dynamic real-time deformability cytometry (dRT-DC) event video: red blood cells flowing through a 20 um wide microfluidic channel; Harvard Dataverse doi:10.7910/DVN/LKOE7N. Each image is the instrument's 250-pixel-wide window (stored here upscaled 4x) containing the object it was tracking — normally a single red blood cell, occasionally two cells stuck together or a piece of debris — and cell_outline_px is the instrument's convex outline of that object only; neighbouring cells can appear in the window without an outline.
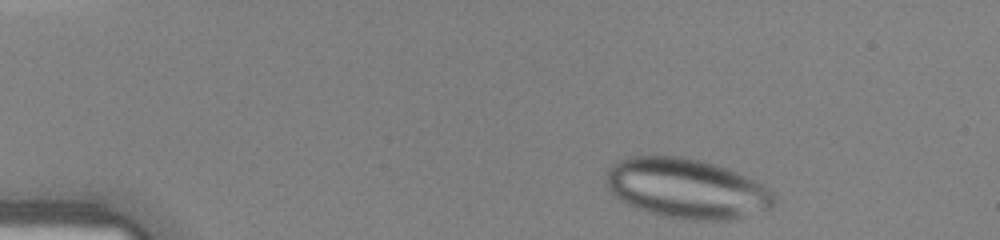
{"species": "human", "species_latin": "Homo sapiens", "temperature_condition": "warm", "stored_images_in_passage": 32, "camera_frame_rate_fps": 3000, "um_per_image_px": 0.085, "donor": {"sex": "female"}, "frame": {"image": 1, "passage_image": 1, "time_ms": 0.0, "image_size_px": [1000, 240], "cell_outline_px": [[776, 200], [772, 208], [728, 220], [692, 220], [660, 216], [636, 208], [620, 200], [608, 188], [604, 180], [608, 168], [616, 160], [632, 156], [680, 156], [700, 160], [716, 164], [728, 168], [764, 184], [776, 196]], "centroid_in_image_um": [58.35, 16.01], "position_along_channel_um": 26.7, "area_um2": 58.96}}
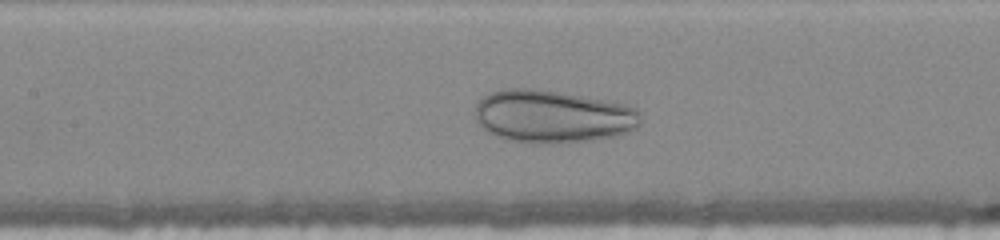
{"frame": {"image": 2, "passage_image": 15, "time_ms": 4.667, "image_size_px": [1000, 240], "cell_outline_px": [[640, 124], [636, 128], [628, 132], [616, 136], [592, 140], [560, 144], [544, 144], [508, 140], [496, 136], [488, 132], [476, 120], [476, 104], [488, 92], [504, 88], [532, 88], [560, 92], [624, 104], [636, 108], [640, 112]], "centroid_in_image_um": [46.97, 9.9], "position_along_channel_um": 160.4, "area_um2": 51.15}}
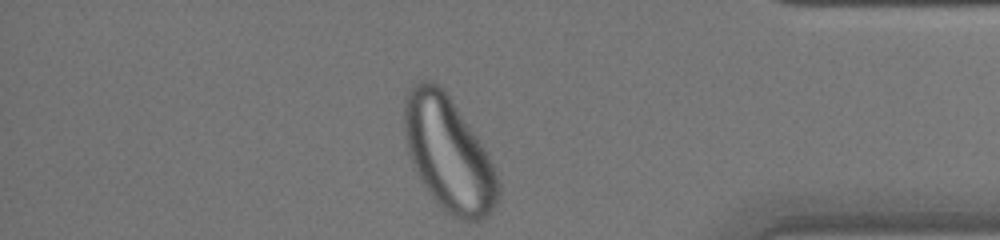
{"frame": {"image": 3, "passage_image": 32, "time_ms": 10.333, "image_size_px": [1000, 240], "cell_outline_px": [[500, 192], [496, 204], [492, 212], [488, 216], [480, 220], [460, 220], [452, 216], [432, 196], [416, 172], [408, 152], [404, 132], [404, 100], [408, 92], [420, 80], [432, 80], [444, 88], [480, 140], [496, 172], [500, 184]], "centroid_in_image_um": [38.14, 13.06], "position_along_channel_um": 397.1, "area_um2": 62.14}}